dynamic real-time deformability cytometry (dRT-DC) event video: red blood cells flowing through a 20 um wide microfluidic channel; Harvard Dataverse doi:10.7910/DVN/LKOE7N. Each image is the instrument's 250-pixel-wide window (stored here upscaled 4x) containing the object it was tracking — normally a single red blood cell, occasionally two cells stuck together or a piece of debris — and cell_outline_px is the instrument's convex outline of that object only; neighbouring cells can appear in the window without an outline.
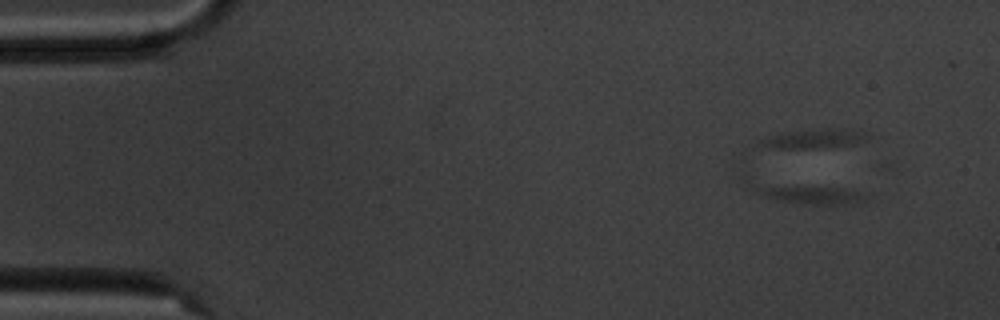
{"species": "common noctule bat (a hibernating species)", "species_latin": "Nyctalus noctula", "temperature_condition": "cold", "stored_images_in_passage": 5, "camera_frame_rate_fps": 3000, "um_per_image_px": 0.085, "animal": {"sex": "male", "body_mass_g": 20.1, "forearm_length_mm": 53.5}, "frame": {"image": 1, "passage_image": 1, "time_ms": 0.0, "image_size_px": [1000, 320], "cell_outline_px": [[872, 192], [868, 200], [832, 204], [800, 204], [780, 200], [764, 196], [752, 192], [740, 180], [740, 176], [744, 176], [844, 188]], "centroid_in_image_um": [68.27, 16.3], "position_along_channel_um": 16.7, "area_um2": 15.37}}